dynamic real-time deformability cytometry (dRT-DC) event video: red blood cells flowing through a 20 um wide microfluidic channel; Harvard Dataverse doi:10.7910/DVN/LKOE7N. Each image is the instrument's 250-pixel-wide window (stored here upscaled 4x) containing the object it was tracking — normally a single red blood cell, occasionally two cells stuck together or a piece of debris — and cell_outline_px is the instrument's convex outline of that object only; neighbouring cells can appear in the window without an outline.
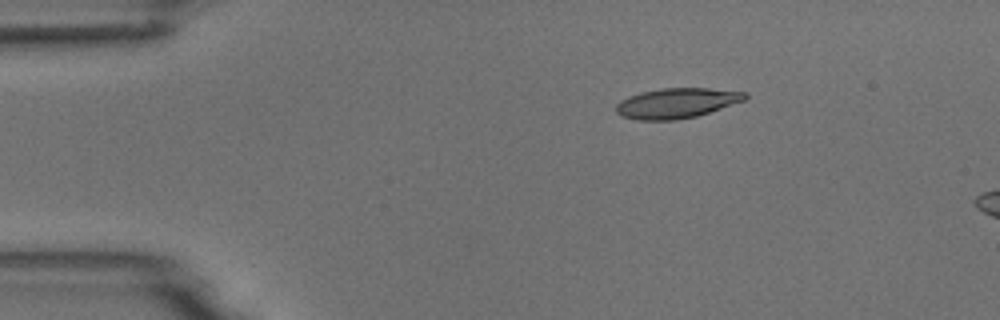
{"species": "common noctule bat (a hibernating species)", "species_latin": "Nyctalus noctula", "temperature_condition": "room temperature", "stored_images_in_passage": 3, "camera_frame_rate_fps": 3000, "um_per_image_px": 0.085, "animal": {"sex": "male", "body_mass_g": 18.8}, "frame": {"image": 1, "passage_image": 1, "time_ms": 0.0, "image_size_px": [1000, 320], "cell_outline_px": [[748, 96], [744, 100], [696, 116], [676, 120], [636, 120], [620, 116], [616, 112], [616, 104], [620, 100], [628, 96], [640, 92], [664, 88], [708, 88], [748, 92]], "centroid_in_image_um": [57.47, 8.76], "position_along_channel_um": 27.5, "area_um2": 22.6}}